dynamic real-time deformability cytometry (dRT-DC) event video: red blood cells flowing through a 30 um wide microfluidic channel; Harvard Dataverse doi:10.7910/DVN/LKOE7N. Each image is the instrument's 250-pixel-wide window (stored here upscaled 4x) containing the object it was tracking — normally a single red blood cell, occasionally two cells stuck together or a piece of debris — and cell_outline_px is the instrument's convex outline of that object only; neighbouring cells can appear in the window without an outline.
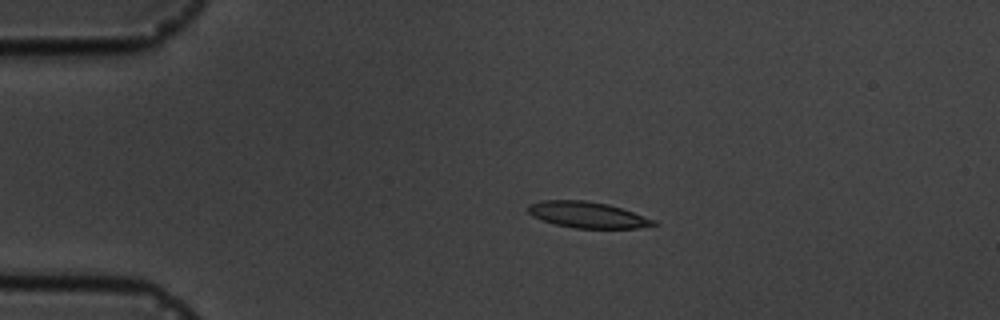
{"species": "common noctule bat (a hibernating species)", "species_latin": "Nyctalus noctula", "temperature_condition": "cold", "stored_images_in_passage": 7, "camera_frame_rate_fps": 3000, "um_per_image_px": 0.085, "animal": {"sex": "male", "body_mass_g": 19.5, "forearm_length_mm": 54.6}, "frame": {"image": 1, "passage_image": 2, "time_ms": 1.0, "image_size_px": [1000, 320], "cell_outline_px": [[660, 224], [636, 228], [576, 228], [556, 224], [532, 216], [528, 212], [528, 204], [540, 200], [584, 200], [608, 204], [656, 220]], "centroid_in_image_um": [49.93, 18.25], "position_along_channel_um": 35.1, "area_um2": 18.96}}
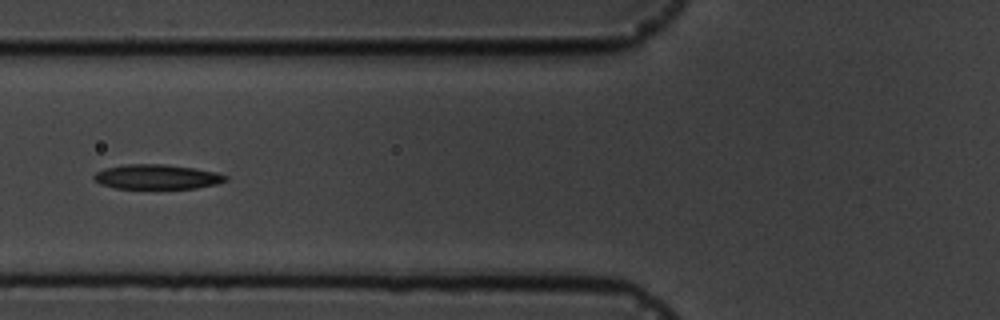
{"frame": {"image": 2, "passage_image": 5, "time_ms": 4.333, "image_size_px": [1000, 320], "cell_outline_px": [[228, 180], [216, 184], [196, 188], [116, 188], [100, 184], [92, 176], [96, 172], [104, 168], [128, 164], [164, 164], [192, 168], [216, 172], [228, 176]], "centroid_in_image_um": [13.34, 15.03], "position_along_channel_um": 112.5, "area_um2": 18.79}}
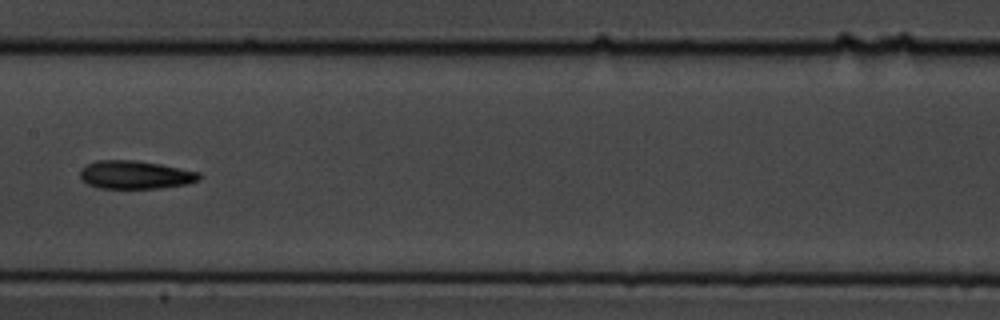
{"frame": {"image": 3, "passage_image": 7, "time_ms": 6.667, "image_size_px": [1000, 320], "cell_outline_px": [[200, 180], [188, 184], [160, 188], [100, 188], [88, 184], [80, 176], [80, 168], [96, 160], [132, 160], [160, 164], [200, 172]], "centroid_in_image_um": [11.51, 14.86], "position_along_channel_um": 195.9, "area_um2": 19.54}}